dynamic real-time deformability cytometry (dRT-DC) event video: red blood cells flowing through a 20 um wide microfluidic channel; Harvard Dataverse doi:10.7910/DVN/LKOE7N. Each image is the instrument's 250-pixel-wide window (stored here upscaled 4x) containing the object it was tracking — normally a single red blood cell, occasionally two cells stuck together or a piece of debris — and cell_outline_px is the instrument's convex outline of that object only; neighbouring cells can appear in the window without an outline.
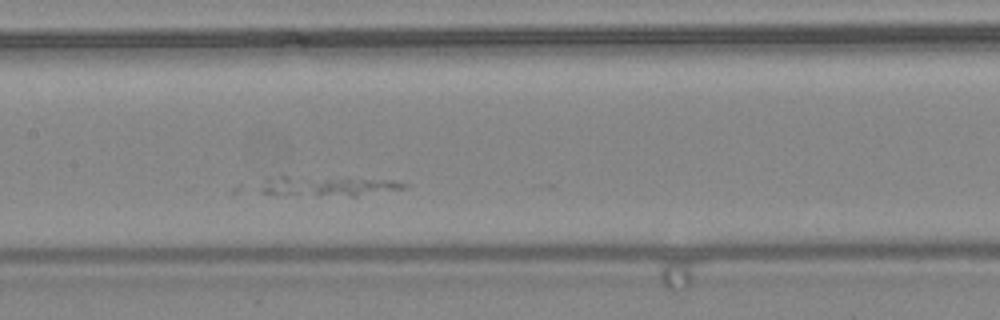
{"species": "common noctule bat (a hibernating species)", "species_latin": "Nyctalus noctula", "temperature_condition": "warm", "stored_images_in_passage": 24, "camera_frame_rate_fps": 3000, "um_per_image_px": 0.085, "animal": {"sex": "female", "body_mass_g": 24.6, "forearm_length_mm": 56.2}, "frame": {"image": 1, "passage_image": 10, "time_ms": 3.0, "image_size_px": [1000, 320], "cell_outline_px": [[412, 184], [408, 188], [356, 196], [276, 196], [260, 192], [260, 188], [268, 176], [348, 176], [396, 180]], "centroid_in_image_um": [27.91, 15.8], "position_along_channel_um": 179.5, "area_um2": 18.21}}
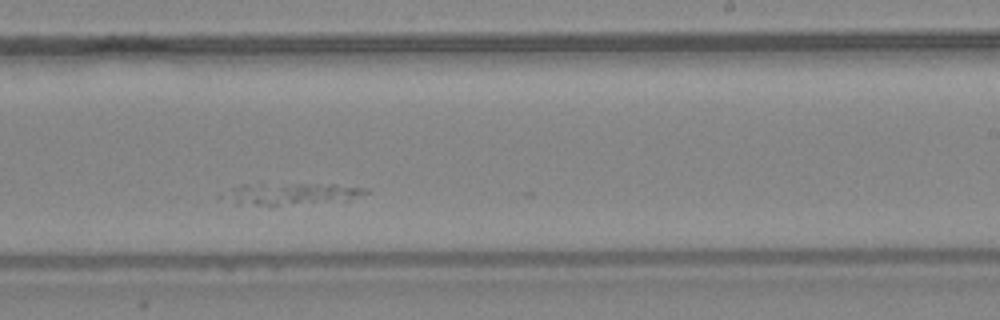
{"frame": {"image": 2, "passage_image": 16, "time_ms": 5.0, "image_size_px": [1000, 320], "cell_outline_px": [[372, 192], [348, 200], [276, 204], [256, 204], [216, 196], [220, 192], [244, 184], [332, 184], [368, 188]], "centroid_in_image_um": [24.85, 16.43], "position_along_channel_um": 264.2, "area_um2": 17.28}}
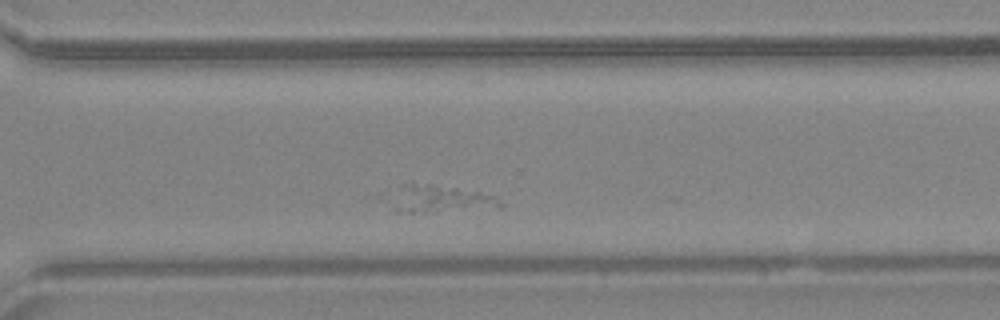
{"frame": {"image": 3, "passage_image": 21, "time_ms": 6.667, "image_size_px": [1000, 320], "cell_outline_px": [[504, 208], [420, 208], [400, 184], [432, 184], [456, 188], [496, 196], [504, 204]], "centroid_in_image_um": [38.23, 16.78], "position_along_channel_um": 332.4, "area_um2": 12.72}}